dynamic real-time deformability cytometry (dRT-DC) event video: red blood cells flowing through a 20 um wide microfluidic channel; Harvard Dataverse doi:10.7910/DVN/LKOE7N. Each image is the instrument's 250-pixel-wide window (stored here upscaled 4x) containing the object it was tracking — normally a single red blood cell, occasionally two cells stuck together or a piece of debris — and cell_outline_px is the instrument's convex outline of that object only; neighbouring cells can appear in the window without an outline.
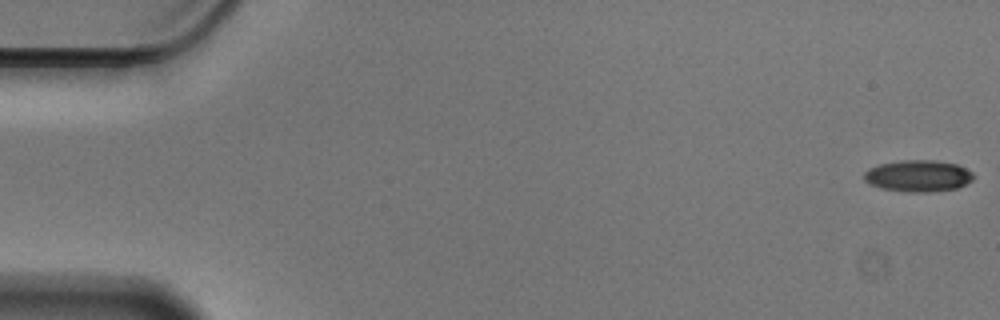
{"species": "Egyptian fruit bat (a non-hibernating species)", "species_latin": "Rousettus aegyptiacus", "temperature_condition": "cold", "stored_images_in_passage": 57, "camera_frame_rate_fps": 3000, "um_per_image_px": 0.085, "animal": {"sex": "male"}, "frame": {"image": 1, "passage_image": 1, "time_ms": 0.0, "image_size_px": [1000, 320], "cell_outline_px": [[972, 180], [956, 188], [928, 192], [908, 192], [880, 188], [868, 184], [864, 180], [864, 172], [868, 168], [880, 164], [900, 160], [936, 160], [956, 164], [972, 172]], "centroid_in_image_um": [77.98, 14.95], "position_along_channel_um": 7.0, "area_um2": 20.11}}
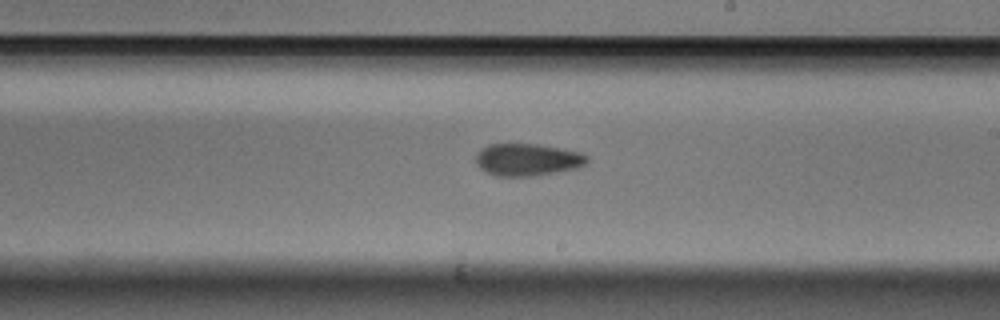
{"frame": {"image": 2, "passage_image": 33, "time_ms": 10.667, "image_size_px": [1000, 320], "cell_outline_px": [[588, 160], [584, 164], [576, 168], [556, 172], [532, 176], [496, 176], [480, 168], [476, 164], [476, 152], [480, 148], [488, 144], [536, 144], [580, 152], [588, 156]], "centroid_in_image_um": [44.79, 13.57], "position_along_channel_um": 244.2, "area_um2": 20.81}}
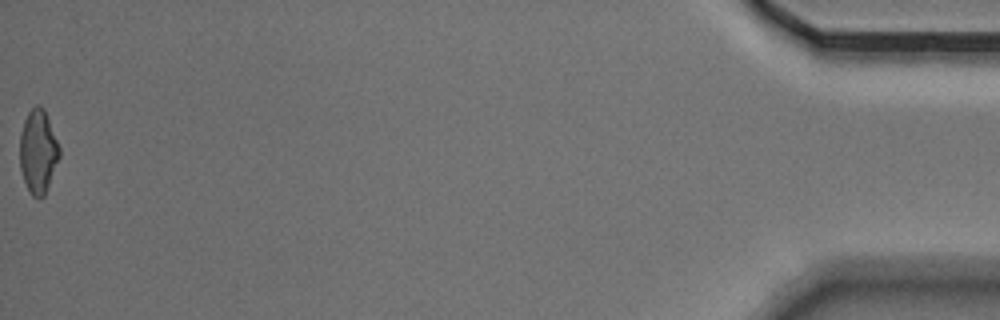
{"frame": {"image": 3, "passage_image": 57, "time_ms": 18.667, "image_size_px": [1000, 320], "cell_outline_px": [[60, 156], [44, 196], [40, 200], [32, 196], [28, 192], [20, 168], [20, 132], [24, 120], [28, 112], [36, 104], [40, 104], [44, 108], [60, 148]], "centroid_in_image_um": [3.23, 12.89], "position_along_channel_um": 432.0, "area_um2": 19.42}, "authors_computed_cell_mechanics": {"area_um2": 20.3456, "velocity_mm_per_s": 3.5609, "shape_relaxation_time_tau1_ms": 6.0297, "shape_relaxation_time_tau2_ms": 7.4598, "deformation_change_tau1": 0.1273, "deformation_change_tau2": 0.1483}}